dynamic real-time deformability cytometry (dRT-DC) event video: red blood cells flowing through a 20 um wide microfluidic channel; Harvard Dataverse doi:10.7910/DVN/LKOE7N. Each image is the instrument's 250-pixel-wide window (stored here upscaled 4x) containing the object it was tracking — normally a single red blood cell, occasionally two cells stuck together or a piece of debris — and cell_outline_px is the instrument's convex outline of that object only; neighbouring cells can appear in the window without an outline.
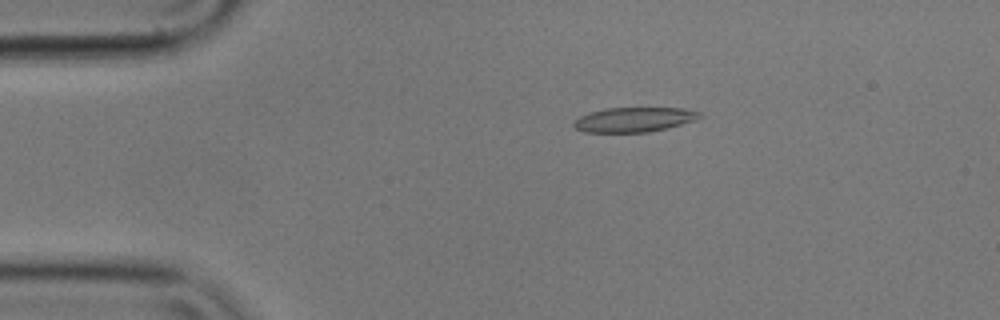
{"species": "common noctule bat (a hibernating species)", "species_latin": "Nyctalus noctula", "temperature_condition": "cold", "stored_images_in_passage": 48, "camera_frame_rate_fps": 3000, "um_per_image_px": 0.085, "animal": {"sex": "male", "body_mass_g": 17.9}, "frame": {"image": 1, "passage_image": 3, "time_ms": 0.667, "image_size_px": [1000, 320], "cell_outline_px": [[700, 116], [696, 120], [668, 128], [648, 132], [584, 132], [576, 128], [572, 124], [580, 116], [588, 112], [604, 108], [684, 108], [700, 112]], "centroid_in_image_um": [53.89, 10.16], "position_along_channel_um": 31.1, "area_um2": 18.09}}
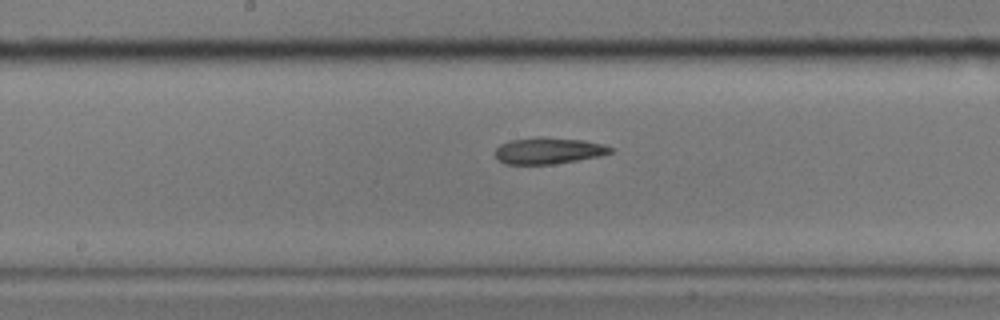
{"frame": {"image": 2, "passage_image": 21, "time_ms": 6.667, "image_size_px": [1000, 320], "cell_outline_px": [[612, 152], [600, 156], [552, 164], [504, 164], [496, 156], [496, 148], [500, 144], [512, 140], [536, 136], [544, 136], [584, 140], [604, 144], [612, 148]], "centroid_in_image_um": [46.62, 12.79], "position_along_channel_um": 201.6, "area_um2": 17.8}}
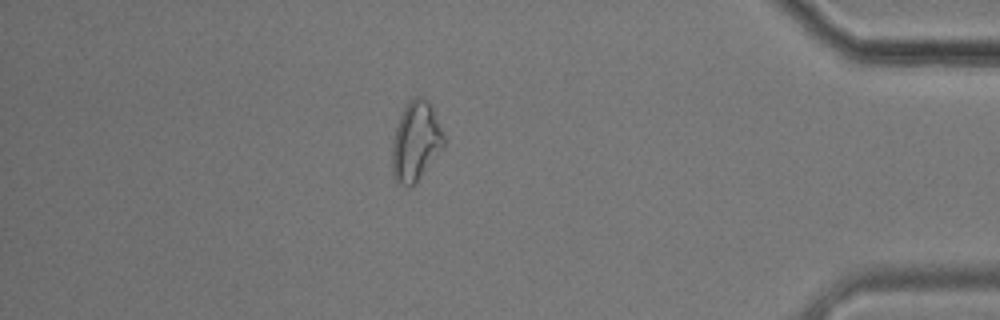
{"frame": {"image": 3, "passage_image": 41, "time_ms": 13.333, "image_size_px": [1000, 320], "cell_outline_px": [[444, 148], [420, 176], [408, 188], [400, 184], [396, 180], [392, 172], [392, 140], [400, 116], [408, 100], [412, 96], [420, 96], [428, 100], [432, 108], [444, 136]], "centroid_in_image_um": [35.33, 11.99], "position_along_channel_um": 399.9, "area_um2": 23.7}, "authors_computed_cell_mechanics": {"area_um2": 19.0451, "velocity_mm_per_s": 3.5707, "shape_relaxation_time_tau1_ms": null, "shape_relaxation_time_tau2_ms": 7.813, "deformation_change_tau1": null, "deformation_change_tau2": 0.1714}}